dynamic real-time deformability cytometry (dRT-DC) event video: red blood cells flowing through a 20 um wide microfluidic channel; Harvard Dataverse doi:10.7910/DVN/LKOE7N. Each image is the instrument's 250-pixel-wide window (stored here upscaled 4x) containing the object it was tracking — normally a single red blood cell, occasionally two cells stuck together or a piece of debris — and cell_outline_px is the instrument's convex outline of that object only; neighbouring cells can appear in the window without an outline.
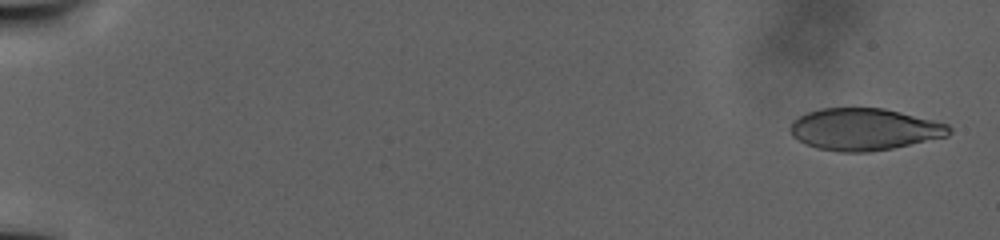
{"species": "human", "species_latin": "Homo sapiens", "temperature_condition": "warm", "stored_images_in_passage": 42, "camera_frame_rate_fps": 3000, "um_per_image_px": 0.085, "donor": {"sex": "male"}, "frame": {"image": 1, "passage_image": 1, "time_ms": 0.0, "image_size_px": [1000, 240], "cell_outline_px": [[952, 132], [948, 136], [892, 148], [868, 152], [840, 152], [816, 148], [792, 136], [788, 128], [792, 120], [808, 112], [820, 108], [884, 108], [948, 124], [952, 128]], "centroid_in_image_um": [73.45, 10.99], "position_along_channel_um": 11.6, "area_um2": 38.78}}
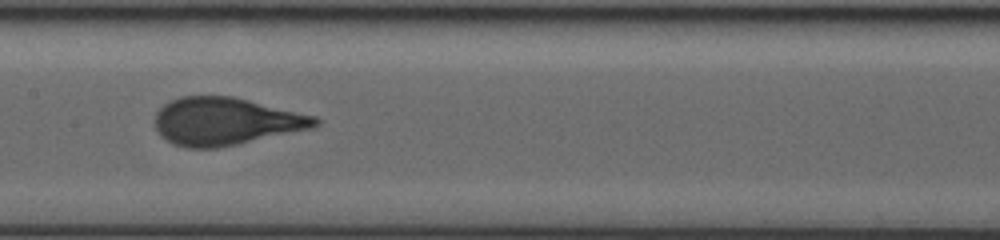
{"frame": {"image": 2, "passage_image": 23, "time_ms": 20.0, "image_size_px": [1000, 240], "cell_outline_px": [[320, 124], [312, 128], [236, 144], [216, 148], [188, 148], [172, 144], [160, 136], [156, 128], [156, 112], [168, 100], [180, 96], [232, 96], [316, 116], [320, 120]], "centroid_in_image_um": [19.15, 10.31], "position_along_channel_um": 188.3, "area_um2": 44.33}}
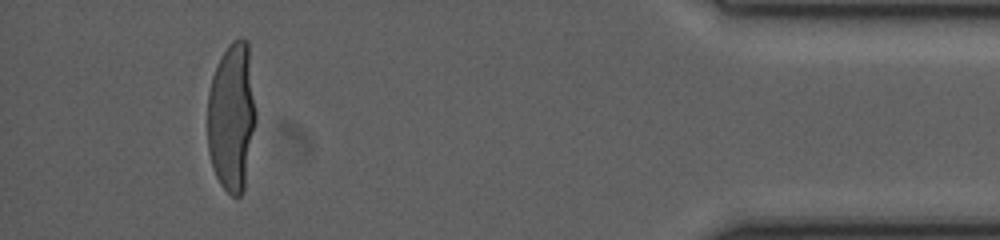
{"frame": {"image": 3, "passage_image": 40, "time_ms": 35.0, "image_size_px": [1000, 240], "cell_outline_px": [[256, 120], [244, 188], [240, 196], [232, 196], [220, 184], [212, 168], [208, 152], [208, 92], [212, 76], [228, 44], [232, 40], [240, 36], [248, 40], [256, 112]], "centroid_in_image_um": [19.7, 9.92], "position_along_channel_um": 415.5, "area_um2": 42.14}}